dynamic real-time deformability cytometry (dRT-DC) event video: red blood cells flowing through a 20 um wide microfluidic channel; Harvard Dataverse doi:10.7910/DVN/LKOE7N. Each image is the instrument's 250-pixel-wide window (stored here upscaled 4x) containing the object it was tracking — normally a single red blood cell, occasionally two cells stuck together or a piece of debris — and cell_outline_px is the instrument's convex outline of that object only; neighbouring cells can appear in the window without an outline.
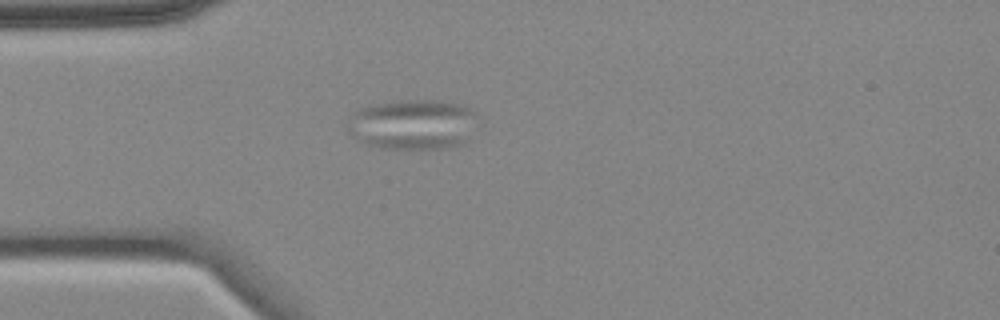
{"species": "common noctule bat (a hibernating species)", "species_latin": "Nyctalus noctula", "temperature_condition": "cold", "stored_images_in_passage": 2, "camera_frame_rate_fps": 3000, "um_per_image_px": 0.085, "animal": {"sex": "female", "body_mass_g": 18.4}, "frame": {"image": 1, "passage_image": 1, "time_ms": 0.0, "image_size_px": [1000, 320], "cell_outline_px": [[476, 112], [464, 144], [440, 148], [384, 148], [368, 144], [352, 136], [348, 132], [348, 128], [356, 108], [396, 100], [436, 100], [460, 104]], "centroid_in_image_um": [35.04, 10.56], "position_along_channel_um": 50.0, "area_um2": 37.28}}